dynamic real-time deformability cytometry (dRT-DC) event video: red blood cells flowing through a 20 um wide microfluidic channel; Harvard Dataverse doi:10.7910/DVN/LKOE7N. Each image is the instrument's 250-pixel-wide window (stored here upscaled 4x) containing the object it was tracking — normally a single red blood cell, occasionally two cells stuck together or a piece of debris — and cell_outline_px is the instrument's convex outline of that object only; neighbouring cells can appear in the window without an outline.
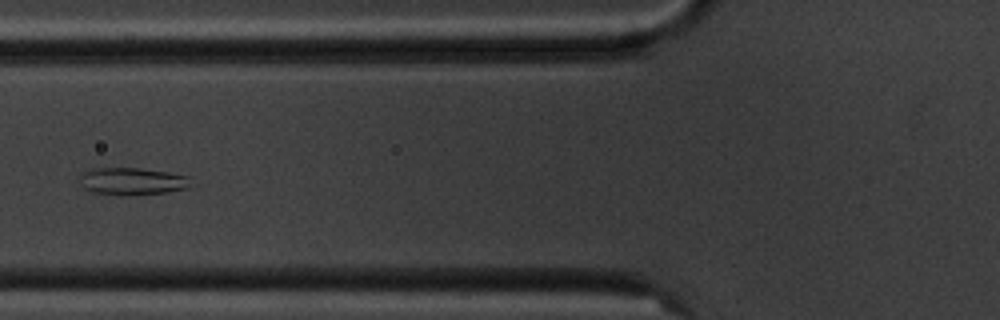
{"species": "common noctule bat (a hibernating species)", "species_latin": "Nyctalus noctula", "temperature_condition": "cold", "stored_images_in_passage": 6, "camera_frame_rate_fps": 3000, "um_per_image_px": 0.085, "animal": {"sex": "male", "body_mass_g": 20.1, "forearm_length_mm": 53.5}, "frame": {"image": 1, "passage_image": 6, "time_ms": 6.0, "image_size_px": [1000, 320], "cell_outline_px": [[196, 184], [188, 188], [168, 192], [124, 196], [92, 192], [84, 188], [80, 176], [80, 172], [92, 168], [140, 168], [168, 172], [188, 176]], "centroid_in_image_um": [11.29, 15.41], "position_along_channel_um": 114.5, "area_um2": 18.03}}